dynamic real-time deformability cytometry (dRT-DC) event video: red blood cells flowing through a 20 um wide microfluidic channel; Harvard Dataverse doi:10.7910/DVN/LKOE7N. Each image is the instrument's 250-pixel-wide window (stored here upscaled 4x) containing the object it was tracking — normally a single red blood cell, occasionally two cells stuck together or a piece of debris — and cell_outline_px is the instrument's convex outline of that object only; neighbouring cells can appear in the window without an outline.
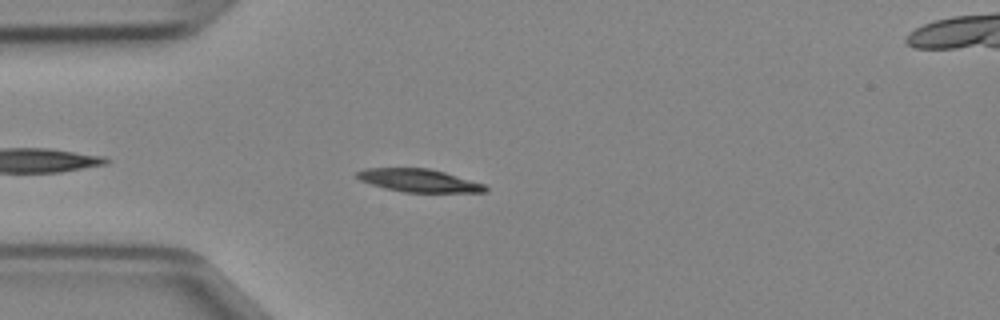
{"species": "Egyptian fruit bat (a non-hibernating species)", "species_latin": "Rousettus aegyptiacus", "temperature_condition": "cold", "stored_images_in_passage": 38, "camera_frame_rate_fps": 3000, "um_per_image_px": 0.085, "animal": {"sex": "female"}, "frame": {"image": 1, "passage_image": 4, "time_ms": 1.0, "image_size_px": [1000, 320], "cell_outline_px": [[488, 192], [404, 192], [384, 188], [360, 180], [356, 176], [356, 172], [364, 168], [428, 168], [444, 172], [484, 184], [488, 188]], "centroid_in_image_um": [35.59, 15.34], "position_along_channel_um": 49.4, "area_um2": 17.05}}
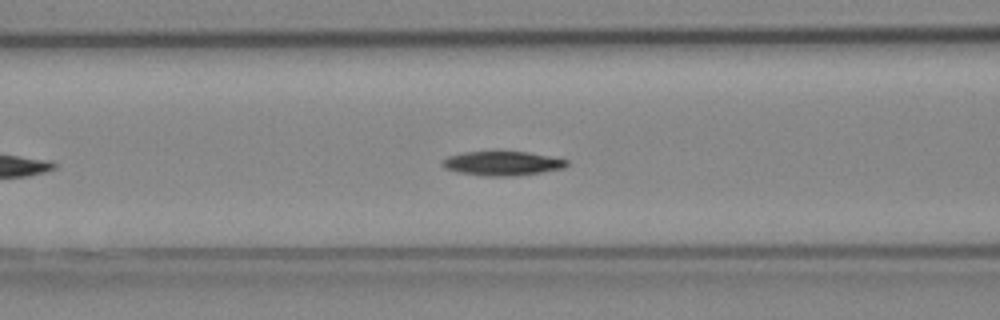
{"frame": {"image": 2, "passage_image": 10, "time_ms": 3.0, "image_size_px": [1000, 320], "cell_outline_px": [[568, 164], [564, 168], [540, 172], [512, 176], [484, 176], [456, 172], [444, 168], [440, 164], [448, 156], [464, 152], [528, 152], [568, 160]], "centroid_in_image_um": [42.66, 13.89], "position_along_channel_um": 123.9, "area_um2": 17.4}}
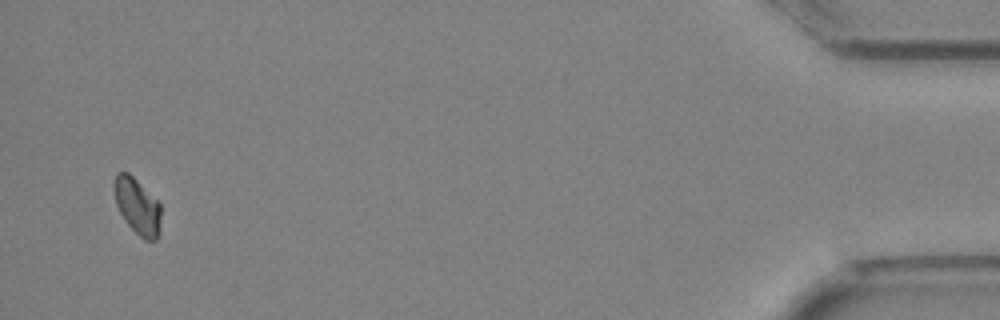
{"frame": {"image": 3, "passage_image": 37, "time_ms": 12.0, "image_size_px": [1000, 320], "cell_outline_px": [[160, 220], [156, 240], [144, 240], [124, 220], [116, 204], [112, 188], [112, 184], [116, 172], [128, 172], [160, 204]], "centroid_in_image_um": [11.62, 17.5], "position_along_channel_um": 423.6, "area_um2": 15.09}}